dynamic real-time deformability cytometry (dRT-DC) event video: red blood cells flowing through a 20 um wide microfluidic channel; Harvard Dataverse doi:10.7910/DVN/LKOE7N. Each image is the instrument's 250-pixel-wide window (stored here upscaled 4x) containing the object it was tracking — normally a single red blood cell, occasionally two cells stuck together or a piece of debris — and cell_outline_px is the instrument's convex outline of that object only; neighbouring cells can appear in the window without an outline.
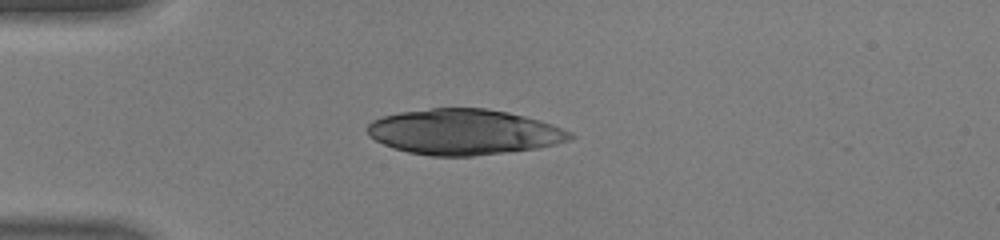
{"species": "human", "species_latin": "Homo sapiens", "temperature_condition": "warm", "stored_images_in_passage": 34, "camera_frame_rate_fps": 3000, "um_per_image_px": 0.085, "donor": {"sex": "male"}, "frame": {"image": 1, "passage_image": 1, "time_ms": 0.0, "image_size_px": [1000, 240], "cell_outline_px": [[576, 136], [568, 140], [556, 144], [536, 148], [472, 156], [432, 156], [408, 152], [392, 148], [368, 136], [364, 128], [372, 120], [384, 116], [400, 112], [432, 108], [484, 108], [508, 112], [540, 120], [552, 124], [572, 132]], "centroid_in_image_um": [39.4, 11.21], "position_along_channel_um": 45.6, "area_um2": 53.81}}